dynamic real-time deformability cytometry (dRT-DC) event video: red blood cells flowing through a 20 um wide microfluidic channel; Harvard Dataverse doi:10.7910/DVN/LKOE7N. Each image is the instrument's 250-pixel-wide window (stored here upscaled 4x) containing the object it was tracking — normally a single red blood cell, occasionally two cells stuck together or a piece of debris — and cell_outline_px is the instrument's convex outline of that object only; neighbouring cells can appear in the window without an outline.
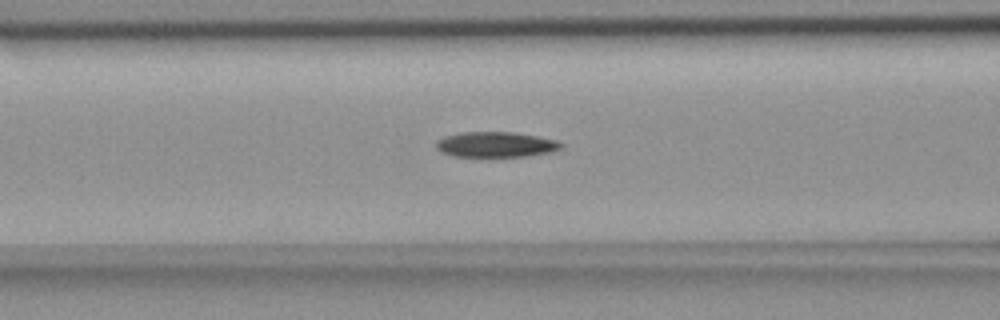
{"species": "common noctule bat (a hibernating species)", "species_latin": "Nyctalus noctula", "temperature_condition": "room temperature", "stored_images_in_passage": 34, "camera_frame_rate_fps": 3000, "um_per_image_px": 0.085, "animal": {"sex": "female", "body_mass_g": 18.4}, "frame": {"image": 1, "passage_image": 5, "time_ms": 1.333, "image_size_px": [1000, 320], "cell_outline_px": [[564, 144], [560, 148], [552, 152], [524, 156], [456, 156], [444, 152], [436, 148], [436, 140], [444, 136], [460, 132], [512, 132], [536, 136], [556, 140]], "centroid_in_image_um": [42.14, 12.27], "position_along_channel_um": 124.5, "area_um2": 18.26}}
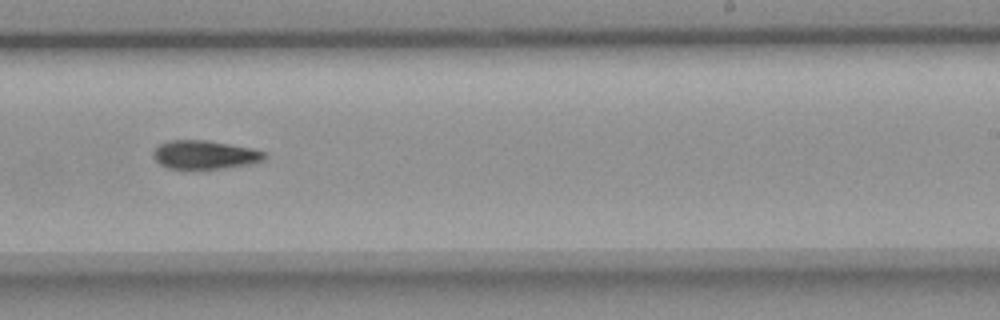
{"frame": {"image": 2, "passage_image": 17, "time_ms": 5.333, "image_size_px": [1000, 320], "cell_outline_px": [[268, 156], [264, 160], [252, 164], [228, 168], [168, 168], [160, 164], [156, 160], [152, 152], [160, 144], [168, 140], [208, 140], [252, 148], [264, 152]], "centroid_in_image_um": [17.45, 13.15], "position_along_channel_um": 271.6, "area_um2": 18.55}}
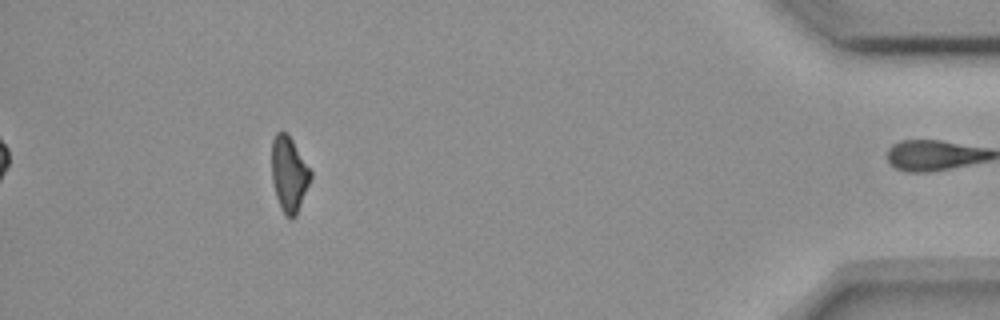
{"frame": {"image": 3, "passage_image": 33, "time_ms": 10.667, "image_size_px": [1000, 320], "cell_outline_px": [[312, 176], [296, 216], [292, 220], [284, 216], [280, 208], [276, 196], [272, 180], [272, 140], [276, 132], [288, 132], [312, 172]], "centroid_in_image_um": [24.56, 14.81], "position_along_channel_um": 410.6, "area_um2": 17.22}}